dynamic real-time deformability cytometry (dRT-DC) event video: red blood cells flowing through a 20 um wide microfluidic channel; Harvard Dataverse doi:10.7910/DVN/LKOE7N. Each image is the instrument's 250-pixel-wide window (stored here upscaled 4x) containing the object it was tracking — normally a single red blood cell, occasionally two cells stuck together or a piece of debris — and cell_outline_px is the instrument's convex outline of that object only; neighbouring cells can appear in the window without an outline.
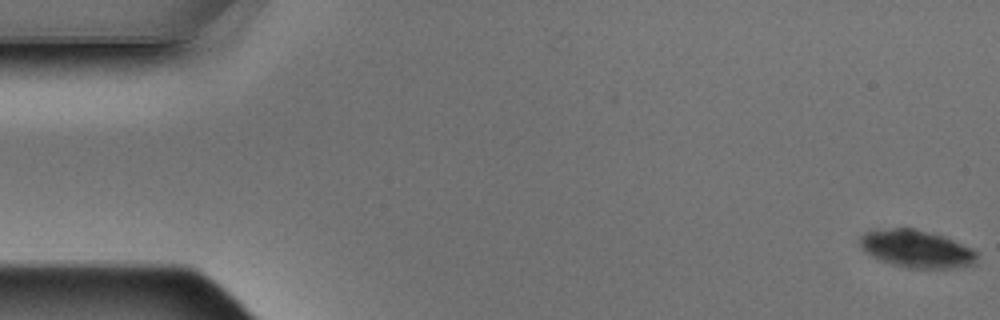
{"species": "Egyptian fruit bat (a non-hibernating species)", "species_latin": "Rousettus aegyptiacus", "temperature_condition": "warm", "stored_images_in_passage": 6, "camera_frame_rate_fps": 3000, "um_per_image_px": 0.085, "animal": {"sex": "male"}, "frame": {"image": 1, "passage_image": 1, "time_ms": 0.0, "image_size_px": [1000, 320], "cell_outline_px": [[976, 264], [956, 268], [908, 268], [892, 264], [880, 260], [864, 252], [860, 244], [860, 236], [864, 232], [892, 228], [916, 228], [944, 236], [972, 248], [976, 252]], "centroid_in_image_um": [77.91, 21.15], "position_along_channel_um": 7.1, "area_um2": 25.66}}
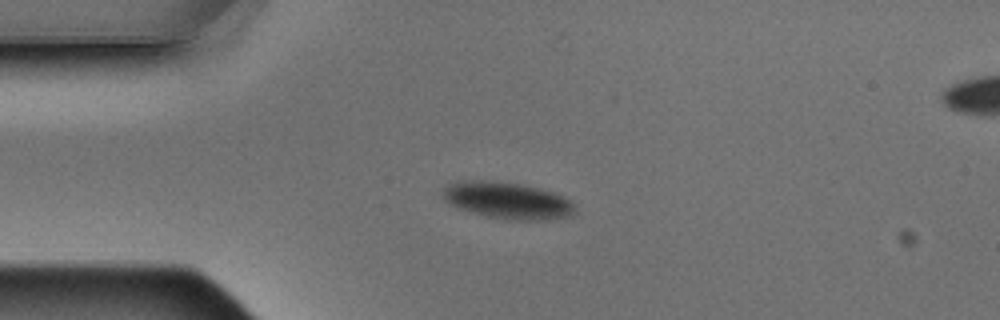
{"frame": {"image": 2, "passage_image": 4, "time_ms": 1.0, "image_size_px": [1000, 320], "cell_outline_px": [[576, 212], [572, 216], [548, 220], [508, 220], [484, 216], [456, 208], [448, 204], [440, 196], [440, 192], [448, 184], [464, 180], [488, 180], [520, 184], [552, 192], [568, 200], [572, 204]], "centroid_in_image_um": [43.04, 17.05], "position_along_channel_um": 42.0, "area_um2": 28.55}}